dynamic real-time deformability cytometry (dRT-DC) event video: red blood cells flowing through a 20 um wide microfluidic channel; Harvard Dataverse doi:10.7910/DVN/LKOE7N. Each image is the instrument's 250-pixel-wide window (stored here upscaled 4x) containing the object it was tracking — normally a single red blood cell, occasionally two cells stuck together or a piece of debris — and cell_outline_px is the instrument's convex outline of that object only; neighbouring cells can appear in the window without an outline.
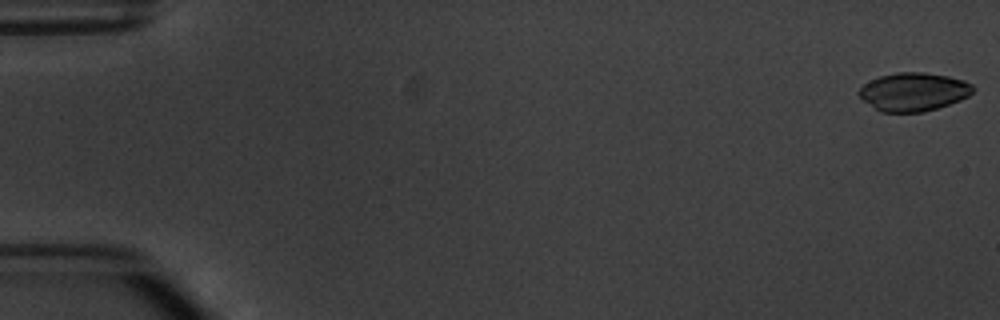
{"species": "common noctule bat (a hibernating species)", "species_latin": "Nyctalus noctula", "temperature_condition": "warm", "stored_images_in_passage": 6, "camera_frame_rate_fps": 3000, "um_per_image_px": 0.085, "animal": {"sex": "male", "body_mass_g": 20.1, "forearm_length_mm": 53.5}, "frame": {"image": 1, "passage_image": 6, "time_ms": 6.667, "image_size_px": [1000, 320], "cell_outline_px": [[976, 88], [968, 96], [960, 100], [924, 112], [880, 112], [864, 100], [856, 92], [864, 84], [880, 76], [896, 72], [924, 72], [948, 76], [964, 80], [972, 84]], "centroid_in_image_um": [77.66, 7.8], "position_along_channel_um": 7.3, "area_um2": 25.43}}